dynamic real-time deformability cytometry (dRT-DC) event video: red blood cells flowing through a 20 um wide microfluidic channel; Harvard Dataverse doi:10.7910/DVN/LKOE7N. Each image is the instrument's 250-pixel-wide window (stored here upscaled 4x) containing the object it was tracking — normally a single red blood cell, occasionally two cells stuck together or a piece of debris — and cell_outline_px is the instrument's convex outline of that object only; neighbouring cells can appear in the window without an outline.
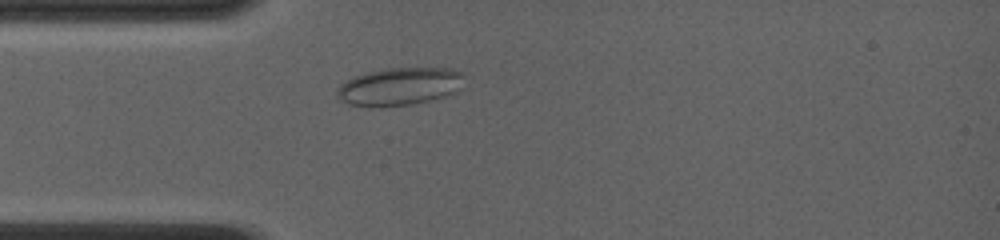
{"species": "common noctule bat (a hibernating species)", "species_latin": "Nyctalus noctula", "temperature_condition": "room temperature", "stored_images_in_passage": 24, "camera_frame_rate_fps": 4000, "um_per_image_px": 0.085, "animal": {"sex": "female", "body_mass_g": 19.0, "forearm_length_mm": 56.7}, "frame": {"image": 1, "passage_image": 3, "time_ms": 1.0, "image_size_px": [1000, 240], "cell_outline_px": [[464, 88], [456, 92], [444, 96], [412, 104], [376, 108], [348, 104], [336, 96], [336, 88], [340, 84], [352, 76], [368, 72], [388, 68], [452, 68], [464, 72]], "centroid_in_image_um": [33.98, 7.35], "position_along_channel_um": 51.0, "area_um2": 28.55}}
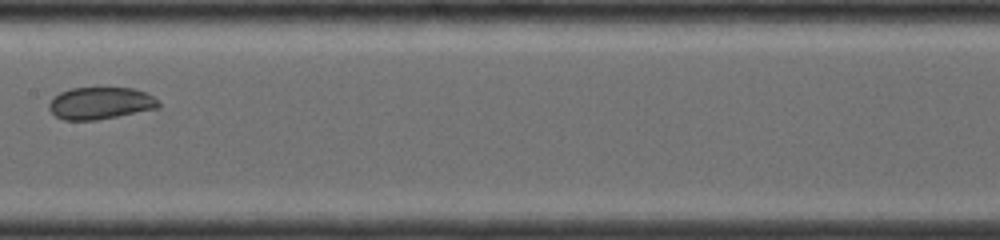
{"frame": {"image": 2, "passage_image": 11, "time_ms": 4.75, "image_size_px": [1000, 240], "cell_outline_px": [[160, 108], [96, 120], [64, 120], [56, 116], [48, 108], [48, 104], [52, 96], [60, 92], [72, 88], [132, 88], [144, 92], [152, 96], [160, 104]], "centroid_in_image_um": [8.5, 8.77], "position_along_channel_um": 198.9, "area_um2": 20.46}}
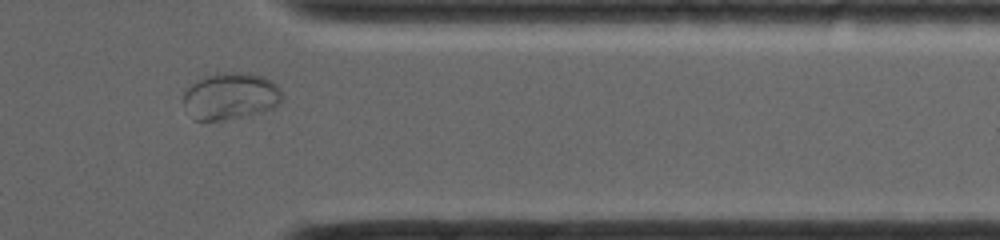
{"frame": {"image": 3, "passage_image": 21, "time_ms": 9.5, "image_size_px": [1000, 240], "cell_outline_px": [[280, 104], [276, 108], [260, 112], [224, 120], [192, 120], [184, 104], [184, 92], [192, 84], [204, 76], [220, 72], [248, 72], [264, 76], [272, 80], [276, 84], [280, 92]], "centroid_in_image_um": [19.6, 8.16], "position_along_channel_um": 391.8, "area_um2": 27.05}}